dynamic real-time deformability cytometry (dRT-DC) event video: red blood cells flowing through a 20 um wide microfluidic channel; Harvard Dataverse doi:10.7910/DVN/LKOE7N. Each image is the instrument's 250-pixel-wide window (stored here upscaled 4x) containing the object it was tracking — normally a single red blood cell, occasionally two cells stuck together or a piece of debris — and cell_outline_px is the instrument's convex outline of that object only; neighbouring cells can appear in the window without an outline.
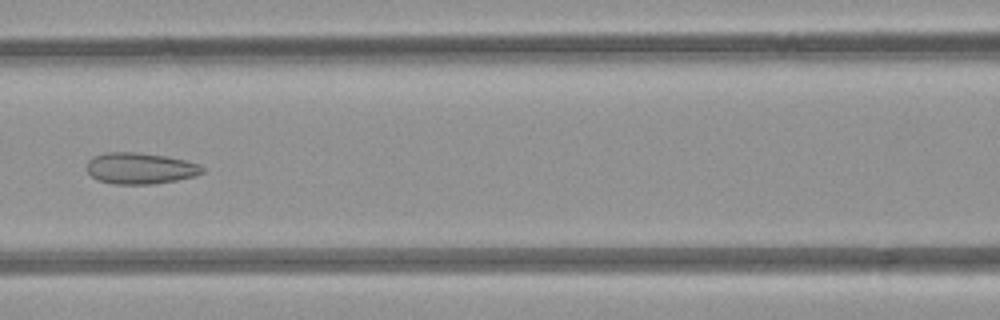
{"species": "common noctule bat (a hibernating species)", "species_latin": "Nyctalus noctula", "temperature_condition": "room temperature", "stored_images_in_passage": 6, "camera_frame_rate_fps": 3000, "um_per_image_px": 0.085, "animal": {"sex": "female", "body_mass_g": 21.9}, "frame": {"image": 1, "passage_image": 6, "time_ms": 5.667, "image_size_px": [1000, 320], "cell_outline_px": [[204, 172], [196, 176], [176, 180], [152, 184], [112, 184], [96, 180], [88, 172], [88, 160], [92, 156], [108, 152], [136, 152], [168, 156], [200, 164], [204, 168]], "centroid_in_image_um": [11.92, 14.31], "position_along_channel_um": 154.7, "area_um2": 21.21}}